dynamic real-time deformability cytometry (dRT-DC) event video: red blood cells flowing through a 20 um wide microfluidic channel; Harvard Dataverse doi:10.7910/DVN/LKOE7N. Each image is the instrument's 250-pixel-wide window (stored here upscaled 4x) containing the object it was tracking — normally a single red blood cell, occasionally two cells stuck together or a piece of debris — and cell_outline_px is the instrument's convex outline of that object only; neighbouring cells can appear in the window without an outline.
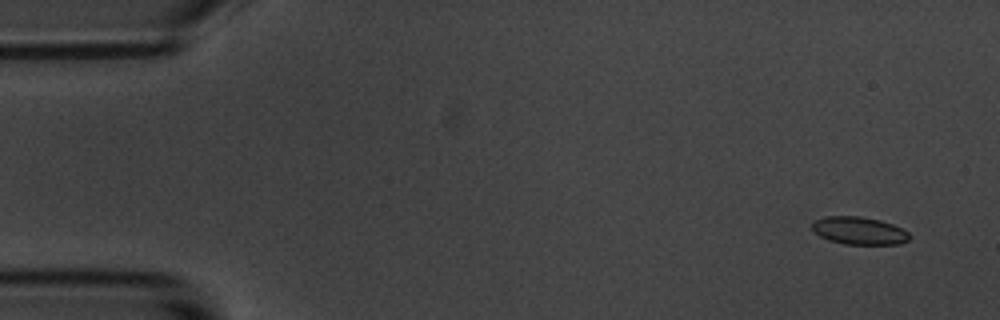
{"species": "common noctule bat (a hibernating species)", "species_latin": "Nyctalus noctula", "temperature_condition": "room temperature", "stored_images_in_passage": 8, "camera_frame_rate_fps": 3000, "um_per_image_px": 0.085, "animal": {"sex": "male", "body_mass_g": 20.1, "forearm_length_mm": 53.5}, "frame": {"image": 1, "passage_image": 1, "time_ms": 0.0, "image_size_px": [1000, 320], "cell_outline_px": [[908, 240], [900, 244], [844, 244], [828, 240], [820, 236], [812, 228], [812, 224], [816, 220], [824, 216], [860, 216], [880, 220], [892, 224], [908, 232]], "centroid_in_image_um": [73.01, 19.6], "position_along_channel_um": 12.0, "area_um2": 15.55}}